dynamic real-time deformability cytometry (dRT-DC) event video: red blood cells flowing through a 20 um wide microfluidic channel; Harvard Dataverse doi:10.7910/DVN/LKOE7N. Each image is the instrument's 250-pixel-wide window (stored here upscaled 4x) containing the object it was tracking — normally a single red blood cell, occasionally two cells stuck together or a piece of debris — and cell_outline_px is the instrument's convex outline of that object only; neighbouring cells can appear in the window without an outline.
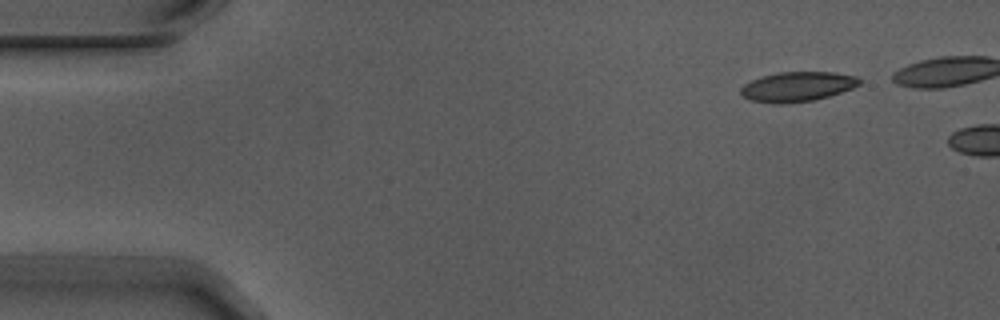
{"species": "Egyptian fruit bat (a non-hibernating species)", "species_latin": "Rousettus aegyptiacus", "temperature_condition": "warm", "stored_images_in_passage": 2, "camera_frame_rate_fps": 3000, "um_per_image_px": 0.085, "animal": {"sex": "male"}, "frame": {"image": 1, "passage_image": 1, "time_ms": 0.0, "image_size_px": [1000, 320], "cell_outline_px": [[860, 84], [852, 88], [828, 96], [812, 100], [784, 104], [776, 104], [752, 100], [744, 96], [740, 92], [740, 88], [744, 84], [760, 76], [776, 72], [832, 72], [856, 76], [860, 80]], "centroid_in_image_um": [67.75, 7.36], "position_along_channel_um": 17.3, "area_um2": 20.46}}